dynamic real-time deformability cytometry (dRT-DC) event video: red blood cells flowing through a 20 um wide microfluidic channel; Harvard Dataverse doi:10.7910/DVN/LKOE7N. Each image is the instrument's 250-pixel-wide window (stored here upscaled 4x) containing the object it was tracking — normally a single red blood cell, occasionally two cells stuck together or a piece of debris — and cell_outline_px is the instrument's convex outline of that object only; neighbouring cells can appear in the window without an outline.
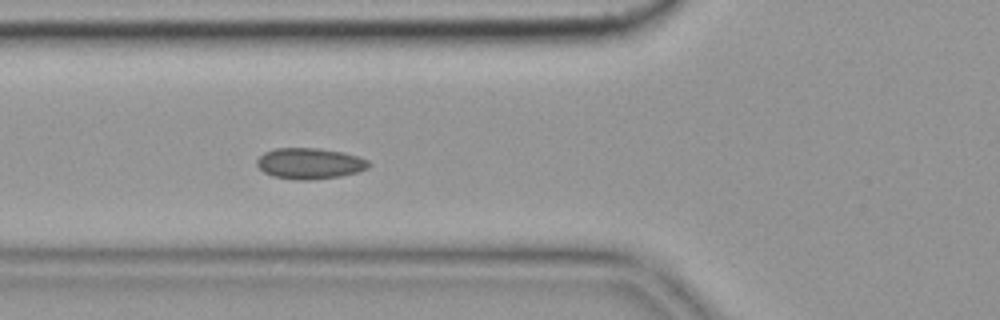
{"species": "common noctule bat (a hibernating species)", "species_latin": "Nyctalus noctula", "temperature_condition": "cold", "stored_images_in_passage": 46, "camera_frame_rate_fps": 3000, "um_per_image_px": 0.085, "animal": {"sex": "female", "body_mass_g": 19.9}, "frame": {"image": 1, "passage_image": 14, "time_ms": 4.333, "image_size_px": [1000, 320], "cell_outline_px": [[372, 164], [368, 168], [356, 172], [340, 176], [308, 180], [296, 180], [272, 176], [264, 172], [256, 164], [256, 160], [264, 152], [276, 148], [320, 148], [344, 152], [360, 156], [368, 160]], "centroid_in_image_um": [26.34, 13.88], "position_along_channel_um": 99.5, "area_um2": 20.35}, "authors_computed_cell_mechanics": {"area_um2": 19.7387, "velocity_mm_per_s": 3.5888, "shape_relaxation_time_tau1_ms": null, "shape_relaxation_time_tau2_ms": 3.6171, "deformation_change_tau1": null, "deformation_change_tau2": 0.0771}}